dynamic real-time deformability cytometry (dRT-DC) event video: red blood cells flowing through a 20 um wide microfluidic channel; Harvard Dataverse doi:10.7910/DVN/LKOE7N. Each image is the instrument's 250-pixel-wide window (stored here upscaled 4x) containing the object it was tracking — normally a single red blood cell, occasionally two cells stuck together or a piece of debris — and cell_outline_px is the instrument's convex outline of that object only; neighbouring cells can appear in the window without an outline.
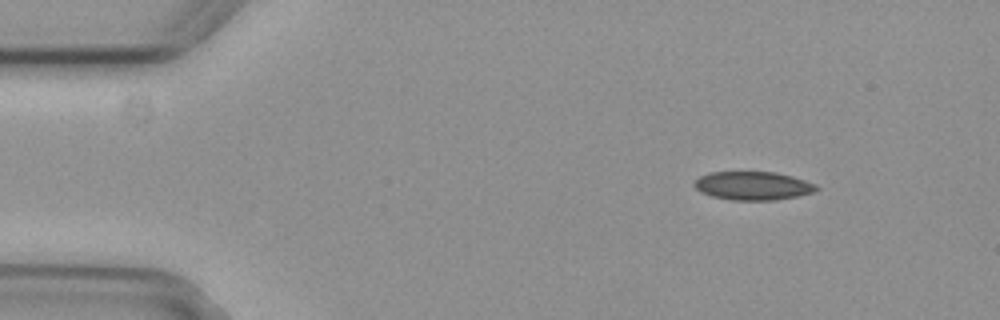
{"species": "common noctule bat (a hibernating species)", "species_latin": "Nyctalus noctula", "temperature_condition": "cold", "stored_images_in_passage": 4, "camera_frame_rate_fps": 3000, "um_per_image_px": 0.085, "animal": {"sex": "female", "body_mass_g": 29.2, "forearm_length_mm": 56.3}, "frame": {"image": 1, "passage_image": 1, "time_ms": 0.0, "image_size_px": [1000, 320], "cell_outline_px": [[820, 188], [812, 192], [796, 196], [772, 200], [732, 200], [712, 196], [700, 192], [692, 184], [700, 176], [708, 172], [776, 172], [792, 176], [816, 184]], "centroid_in_image_um": [63.97, 15.78], "position_along_channel_um": 21.0, "area_um2": 20.17}}